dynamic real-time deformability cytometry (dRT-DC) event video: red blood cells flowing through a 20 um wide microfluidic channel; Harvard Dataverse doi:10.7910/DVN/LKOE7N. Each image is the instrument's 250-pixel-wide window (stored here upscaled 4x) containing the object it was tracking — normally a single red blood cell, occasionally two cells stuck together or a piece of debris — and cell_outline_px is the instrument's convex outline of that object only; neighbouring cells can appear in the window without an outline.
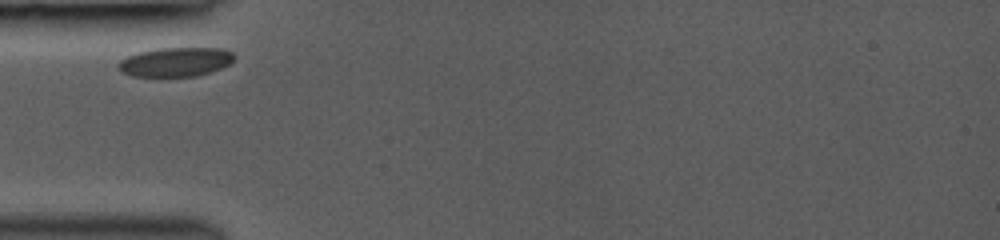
{"species": "common noctule bat (a hibernating species)", "species_latin": "Nyctalus noctula", "temperature_condition": "room temperature", "stored_images_in_passage": 2, "camera_frame_rate_fps": 3000, "um_per_image_px": 0.085, "animal": {"sex": "female", "body_mass_g": 19.0, "forearm_length_mm": 53.3}, "frame": {"image": 1, "passage_image": 1, "time_ms": 0.0, "image_size_px": [1000, 240], "cell_outline_px": [[236, 56], [228, 64], [220, 68], [196, 76], [132, 76], [120, 72], [116, 68], [116, 64], [120, 60], [128, 56], [140, 52], [160, 48], [220, 48], [232, 52]], "centroid_in_image_um": [14.87, 5.27], "position_along_channel_um": 70.1, "area_um2": 19.59}}